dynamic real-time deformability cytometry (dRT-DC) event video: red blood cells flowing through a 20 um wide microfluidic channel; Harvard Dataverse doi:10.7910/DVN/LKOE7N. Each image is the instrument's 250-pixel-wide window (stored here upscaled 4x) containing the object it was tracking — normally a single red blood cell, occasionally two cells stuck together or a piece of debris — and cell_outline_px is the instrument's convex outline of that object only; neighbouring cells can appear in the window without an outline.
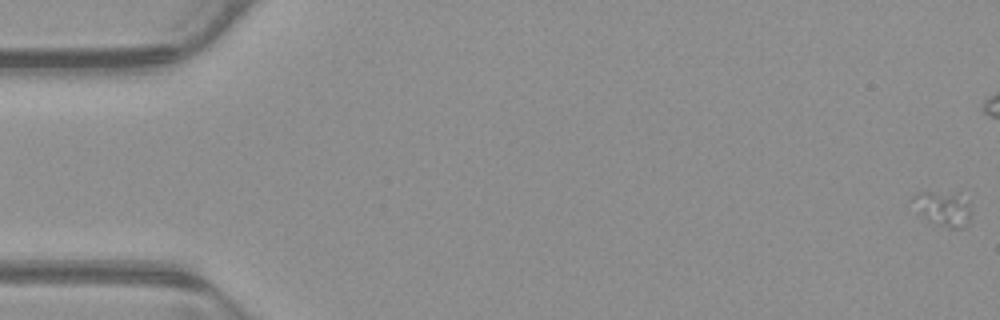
{"species": "common noctule bat (a hibernating species)", "species_latin": "Nyctalus noctula", "temperature_condition": "warm", "stored_images_in_passage": 55, "camera_frame_rate_fps": 3000, "um_per_image_px": 0.085, "animal": {"sex": "male", "body_mass_g": 23.1, "forearm_length_mm": 52.7}, "frame": {"image": 1, "passage_image": 1, "time_ms": 0.0, "image_size_px": [1000, 320], "cell_outline_px": [[968, 224], [964, 228], [948, 228], [936, 224], [920, 212], [912, 196], [916, 192], [932, 192], [956, 196], [968, 204]], "centroid_in_image_um": [80.15, 17.77], "position_along_channel_um": 4.9, "area_um2": 10.69}}